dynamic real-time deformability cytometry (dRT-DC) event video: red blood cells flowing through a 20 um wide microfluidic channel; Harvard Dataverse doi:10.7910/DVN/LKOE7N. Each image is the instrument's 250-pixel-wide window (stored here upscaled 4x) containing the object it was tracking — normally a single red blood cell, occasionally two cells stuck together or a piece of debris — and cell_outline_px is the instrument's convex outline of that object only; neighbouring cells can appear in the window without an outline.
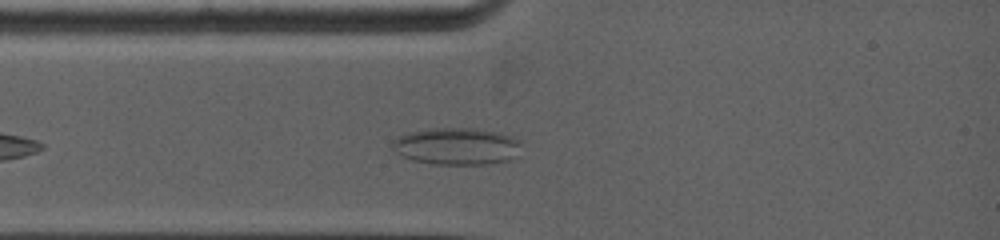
{"species": "common noctule bat (a hibernating species)", "species_latin": "Nyctalus noctula", "temperature_condition": "warm", "stored_images_in_passage": 27, "camera_frame_rate_fps": 5000, "um_per_image_px": 0.085, "animal": {"sex": "female", "body_mass_g": 19.0, "forearm_length_mm": 53.3}, "frame": {"image": 1, "passage_image": 7, "time_ms": 1.6, "image_size_px": [1000, 240], "cell_outline_px": [[520, 144], [512, 156], [508, 160], [488, 164], [432, 164], [412, 160], [388, 148], [392, 140], [396, 136], [408, 132], [432, 128], [476, 128], [500, 132], [512, 136]], "centroid_in_image_um": [38.7, 12.41], "position_along_channel_um": 46.3, "area_um2": 27.86}}
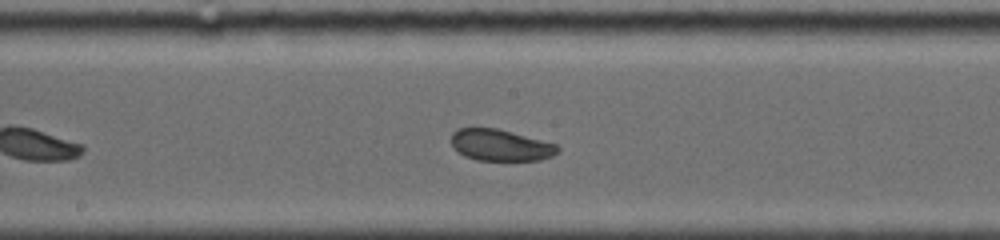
{"frame": {"image": 2, "passage_image": 17, "time_ms": 5.6, "image_size_px": [1000, 240], "cell_outline_px": [[560, 152], [552, 156], [540, 160], [476, 160], [464, 156], [452, 144], [452, 132], [460, 128], [496, 128], [556, 144], [560, 148]], "centroid_in_image_um": [42.57, 12.34], "position_along_channel_um": 205.6, "area_um2": 19.31}}
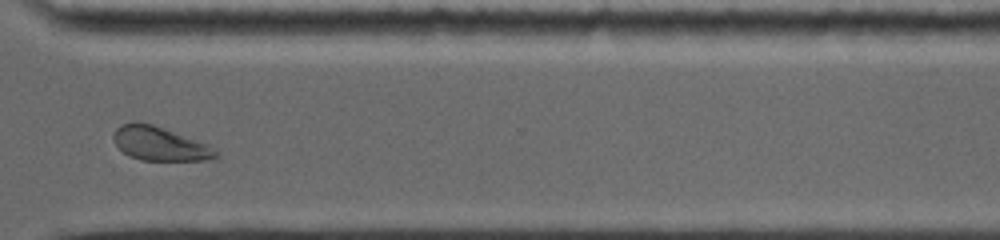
{"frame": {"image": 3, "passage_image": 24, "time_ms": 9.4, "image_size_px": [1000, 240], "cell_outline_px": [[220, 156], [212, 160], [140, 160], [128, 156], [116, 144], [112, 136], [116, 128], [120, 124], [152, 124], [208, 144], [220, 152]], "centroid_in_image_um": [13.64, 12.25], "position_along_channel_um": 357.0, "area_um2": 19.94}, "authors_computed_cell_mechanics": {"area_um2": 20.1144, "velocity_mm_per_s": 3.9796, "shape_relaxation_time_tau1_ms": null, "shape_relaxation_time_tau2_ms": 1.7487, "deformation_change_tau1": null, "deformation_change_tau2": 0.077}}